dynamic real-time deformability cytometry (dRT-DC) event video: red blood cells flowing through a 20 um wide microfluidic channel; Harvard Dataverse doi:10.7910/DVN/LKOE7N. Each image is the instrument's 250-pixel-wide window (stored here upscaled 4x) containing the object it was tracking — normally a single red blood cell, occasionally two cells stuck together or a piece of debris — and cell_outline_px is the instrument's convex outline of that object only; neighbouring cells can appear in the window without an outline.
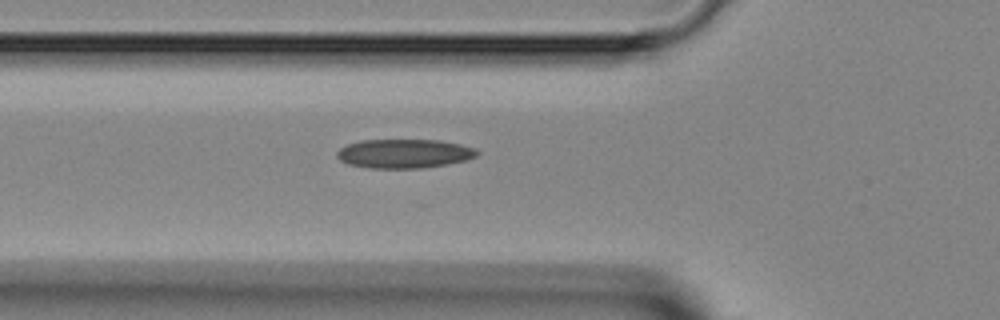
{"species": "Egyptian fruit bat (a non-hibernating species)", "species_latin": "Rousettus aegyptiacus", "temperature_condition": "room temperature", "stored_images_in_passage": 33, "camera_frame_rate_fps": 3000, "um_per_image_px": 0.085, "animal": {"sex": "female"}, "frame": {"image": 1, "passage_image": 2, "time_ms": 0.333, "image_size_px": [1000, 320], "cell_outline_px": [[480, 152], [476, 156], [464, 160], [448, 164], [420, 168], [368, 168], [348, 164], [340, 160], [336, 156], [336, 152], [340, 148], [348, 144], [360, 140], [440, 140], [460, 144], [476, 148]], "centroid_in_image_um": [34.34, 13.05], "position_along_channel_um": 91.5, "area_um2": 23.76}}
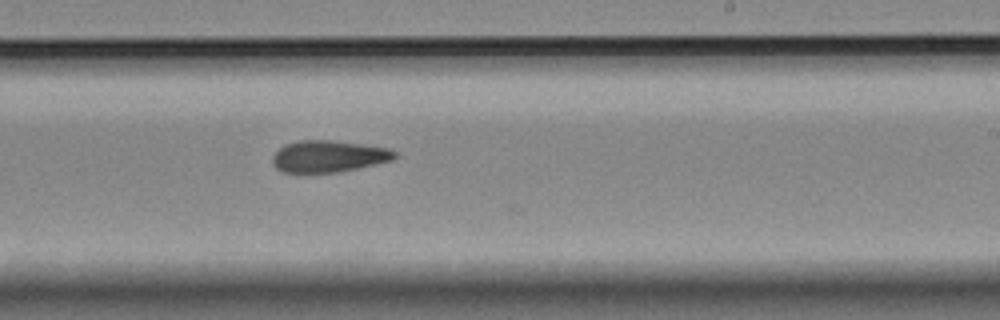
{"frame": {"image": 2, "passage_image": 14, "time_ms": 4.333, "image_size_px": [1000, 320], "cell_outline_px": [[396, 156], [392, 160], [356, 168], [336, 172], [284, 172], [276, 168], [272, 164], [272, 156], [284, 144], [300, 140], [332, 140], [364, 144], [388, 148], [396, 152]], "centroid_in_image_um": [27.9, 13.27], "position_along_channel_um": 261.1, "area_um2": 22.43}}
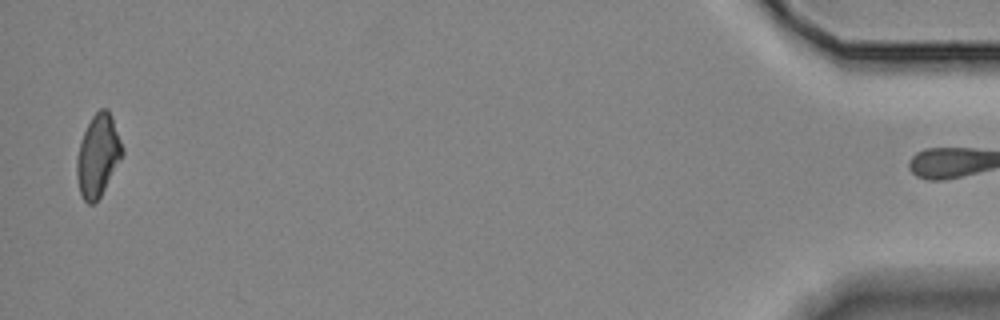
{"frame": {"image": 3, "passage_image": 32, "time_ms": 10.333, "image_size_px": [1000, 320], "cell_outline_px": [[124, 152], [120, 160], [100, 196], [92, 204], [88, 204], [84, 200], [80, 192], [76, 176], [76, 160], [80, 144], [84, 132], [92, 116], [100, 108], [108, 108], [112, 116], [124, 148]], "centroid_in_image_um": [8.33, 13.19], "position_along_channel_um": 426.9, "area_um2": 21.56}}